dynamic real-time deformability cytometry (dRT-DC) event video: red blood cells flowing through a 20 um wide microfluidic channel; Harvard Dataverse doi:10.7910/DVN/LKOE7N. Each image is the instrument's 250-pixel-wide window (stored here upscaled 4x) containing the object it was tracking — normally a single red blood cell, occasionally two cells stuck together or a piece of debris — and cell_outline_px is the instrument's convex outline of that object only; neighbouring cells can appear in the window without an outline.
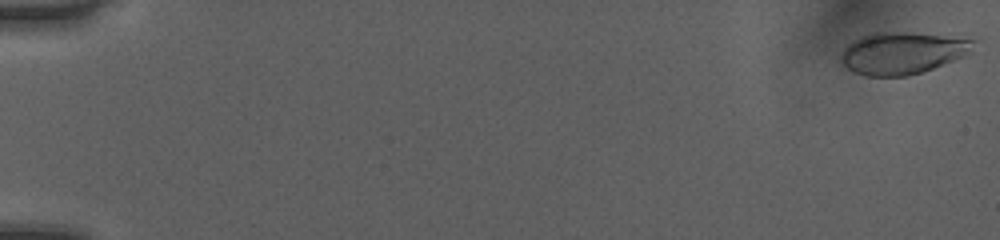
{"species": "human", "species_latin": "Homo sapiens", "temperature_condition": "room temperature", "stored_images_in_passage": 14, "camera_frame_rate_fps": 3000, "um_per_image_px": 0.085, "donor": {"sex": "female"}, "frame": {"image": 1, "passage_image": 1, "time_ms": 0.0, "image_size_px": [1000, 240], "cell_outline_px": [[980, 40], [972, 52], [964, 56], [932, 68], [908, 76], [864, 76], [848, 68], [840, 60], [840, 56], [844, 48], [848, 44], [860, 36], [872, 32], [908, 32], [980, 36]], "centroid_in_image_um": [76.86, 4.45], "position_along_channel_um": 8.1, "area_um2": 33.52}}